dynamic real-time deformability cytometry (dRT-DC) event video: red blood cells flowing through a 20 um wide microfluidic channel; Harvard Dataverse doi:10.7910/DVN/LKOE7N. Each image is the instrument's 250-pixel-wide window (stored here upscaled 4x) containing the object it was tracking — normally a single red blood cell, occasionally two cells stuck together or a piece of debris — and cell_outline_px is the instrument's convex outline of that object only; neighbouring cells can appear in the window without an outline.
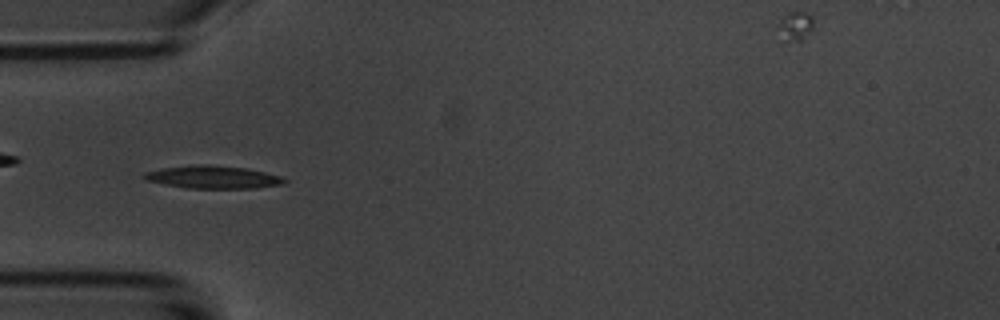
{"species": "common noctule bat (a hibernating species)", "species_latin": "Nyctalus noctula", "temperature_condition": "room temperature", "stored_images_in_passage": 6, "camera_frame_rate_fps": 3000, "um_per_image_px": 0.085, "animal": {"sex": "male", "body_mass_g": 20.1, "forearm_length_mm": 53.5}, "frame": {"image": 1, "passage_image": 5, "time_ms": 4.667, "image_size_px": [1000, 320], "cell_outline_px": [[288, 180], [284, 184], [256, 188], [188, 188], [164, 184], [144, 180], [140, 176], [144, 172], [160, 168], [196, 164], [208, 164], [248, 168], [280, 176]], "centroid_in_image_um": [18.06, 15.04], "position_along_channel_um": 66.9, "area_um2": 18.84}}